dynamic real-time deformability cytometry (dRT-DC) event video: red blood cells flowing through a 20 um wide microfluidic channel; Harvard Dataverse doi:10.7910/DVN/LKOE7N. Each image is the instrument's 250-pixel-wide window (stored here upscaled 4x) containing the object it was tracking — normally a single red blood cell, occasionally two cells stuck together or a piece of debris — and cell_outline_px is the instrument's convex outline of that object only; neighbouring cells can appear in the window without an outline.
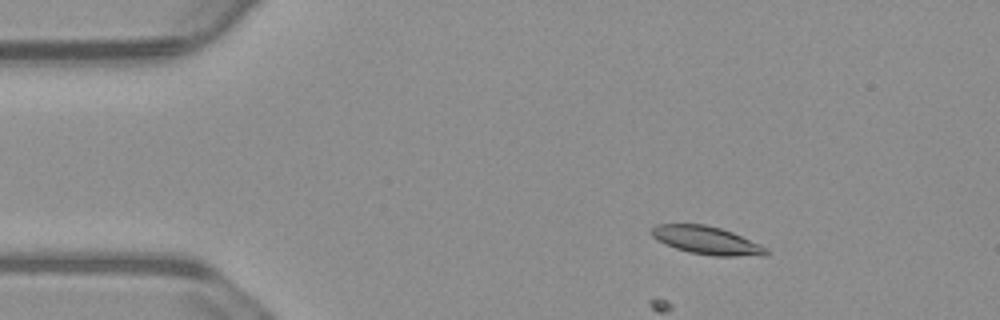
{"species": "common noctule bat (a hibernating species)", "species_latin": "Nyctalus noctula", "temperature_condition": "warm", "stored_images_in_passage": 51, "camera_frame_rate_fps": 3000, "um_per_image_px": 0.085, "animal": {"sex": "male", "body_mass_g": 23.1, "forearm_length_mm": 52.7}, "frame": {"image": 1, "passage_image": 4, "time_ms": 1.0, "image_size_px": [1000, 320], "cell_outline_px": [[768, 256], [712, 256], [688, 252], [664, 244], [656, 240], [652, 236], [652, 228], [656, 224], [704, 224], [720, 228], [732, 232], [760, 244], [768, 248]], "centroid_in_image_um": [60.09, 20.44], "position_along_channel_um": 24.9, "area_um2": 18.84}}
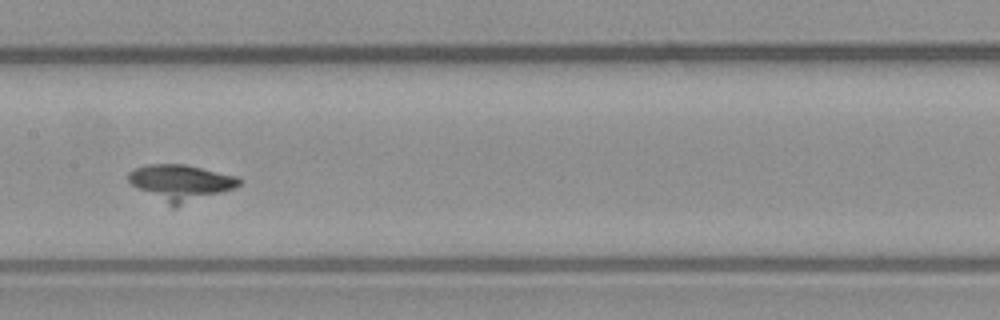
{"frame": {"image": 2, "passage_image": 23, "time_ms": 7.333, "image_size_px": [1000, 320], "cell_outline_px": [[244, 180], [236, 188], [176, 208], [172, 208], [132, 184], [128, 180], [128, 172], [132, 168], [144, 164], [184, 164], [240, 176]], "centroid_in_image_um": [15.41, 15.53], "position_along_channel_um": 192.0, "area_um2": 23.76}}
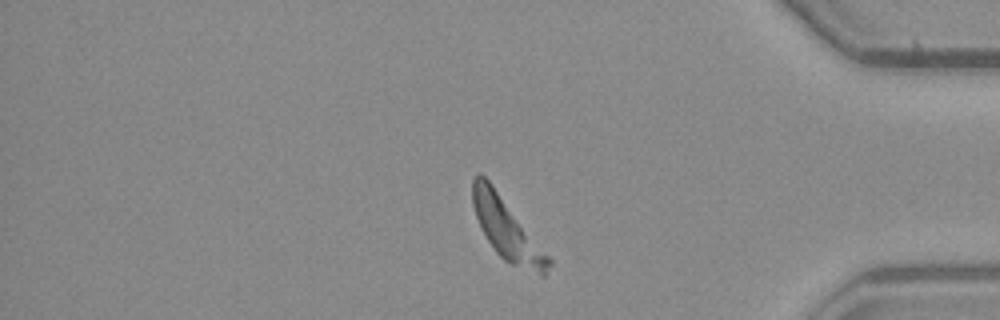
{"frame": {"image": 3, "passage_image": 42, "time_ms": 13.667, "image_size_px": [1000, 320], "cell_outline_px": [[552, 264], [544, 276], [540, 276], [512, 264], [504, 260], [496, 252], [480, 228], [472, 204], [472, 180], [476, 172], [480, 172], [488, 180], [552, 260]], "centroid_in_image_um": [43.06, 19.5], "position_along_channel_um": 392.1, "area_um2": 26.41}}